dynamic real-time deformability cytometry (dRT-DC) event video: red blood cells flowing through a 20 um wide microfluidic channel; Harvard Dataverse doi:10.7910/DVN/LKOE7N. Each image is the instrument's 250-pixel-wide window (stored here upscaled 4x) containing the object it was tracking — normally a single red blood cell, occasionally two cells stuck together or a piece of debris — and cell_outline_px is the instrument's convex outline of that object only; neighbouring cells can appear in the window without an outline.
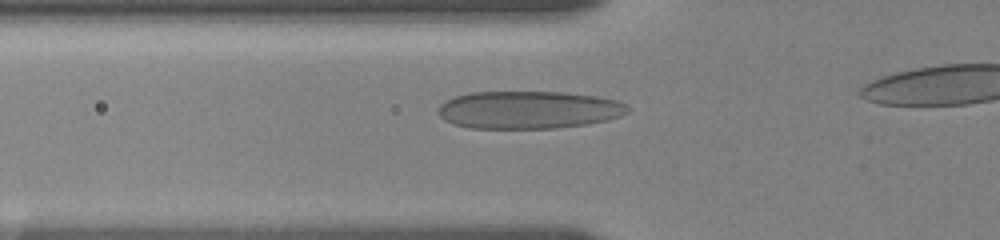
{"species": "human", "species_latin": "Homo sapiens", "temperature_condition": "room temperature", "stored_images_in_passage": 20, "segment_of_instrument_passage": [1, 2], "camera_frame_rate_fps": 3000, "um_per_image_px": 0.085, "donor": {"sex": "female"}, "frame": {"image": 1, "passage_image": 9, "time_ms": 4.0, "image_size_px": [1000, 240], "cell_outline_px": [[628, 112], [620, 116], [608, 120], [588, 124], [556, 128], [468, 128], [452, 124], [444, 120], [436, 112], [440, 104], [444, 100], [456, 96], [472, 92], [560, 92], [596, 96], [616, 100], [624, 104], [628, 108]], "centroid_in_image_um": [44.88, 9.34], "position_along_channel_um": 80.9, "area_um2": 41.79}}
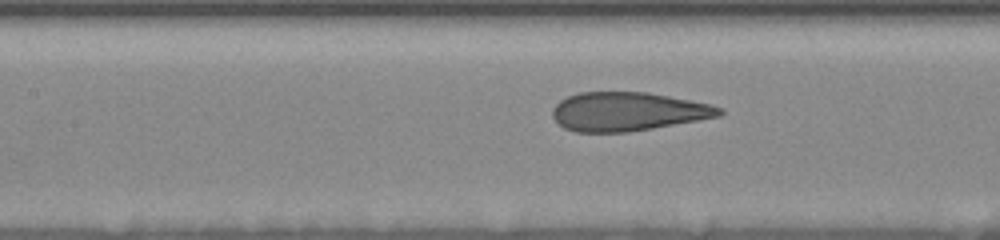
{"frame": {"image": 2, "passage_image": 13, "time_ms": 6.0, "image_size_px": [1000, 240], "cell_outline_px": [[724, 112], [720, 116], [652, 128], [628, 132], [576, 132], [564, 128], [552, 116], [552, 108], [560, 100], [568, 96], [580, 92], [648, 92], [712, 104], [724, 108]], "centroid_in_image_um": [53.37, 9.48], "position_along_channel_um": 154.0, "area_um2": 37.69}}
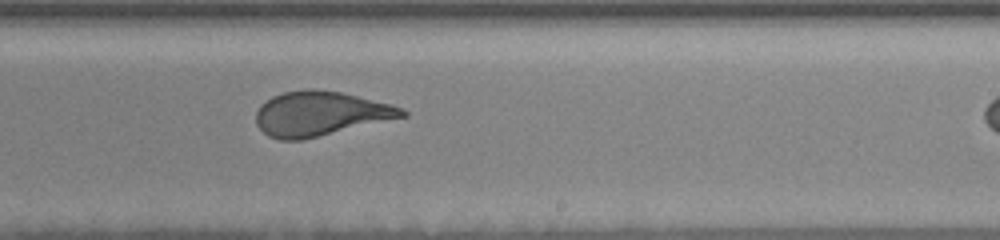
{"frame": {"image": 3, "passage_image": 19, "time_ms": 9.0, "image_size_px": [1000, 240], "cell_outline_px": [[408, 116], [300, 140], [280, 140], [268, 136], [256, 124], [256, 112], [260, 104], [272, 96], [284, 92], [304, 88], [312, 88], [340, 92], [392, 104], [404, 108], [408, 112]], "centroid_in_image_um": [27.22, 9.65], "position_along_channel_um": 261.8, "area_um2": 37.92}}